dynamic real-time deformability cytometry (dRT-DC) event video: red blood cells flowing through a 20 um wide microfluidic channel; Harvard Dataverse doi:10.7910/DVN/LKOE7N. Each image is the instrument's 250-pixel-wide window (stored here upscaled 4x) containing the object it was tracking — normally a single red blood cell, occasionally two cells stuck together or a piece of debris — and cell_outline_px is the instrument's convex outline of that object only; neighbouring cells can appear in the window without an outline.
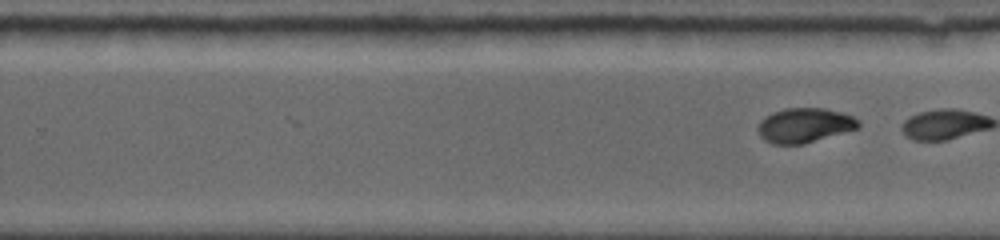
{"species": "common noctule bat (a hibernating species)", "species_latin": "Nyctalus noctula", "temperature_condition": "room temperature", "stored_images_in_passage": 24, "camera_frame_rate_fps": 5000, "um_per_image_px": 0.085, "animal": {"sex": "female", "body_mass_g": 19.0, "forearm_length_mm": 56.7}, "frame": {"image": 1, "passage_image": 24, "time_ms": 4.8, "image_size_px": [1000, 240], "cell_outline_px": [[860, 124], [856, 128], [804, 144], [772, 144], [764, 140], [760, 136], [760, 120], [772, 112], [784, 108], [824, 108], [840, 112], [852, 116], [860, 120]], "centroid_in_image_um": [68.37, 10.64], "position_along_channel_um": 261.4, "area_um2": 20.0}}